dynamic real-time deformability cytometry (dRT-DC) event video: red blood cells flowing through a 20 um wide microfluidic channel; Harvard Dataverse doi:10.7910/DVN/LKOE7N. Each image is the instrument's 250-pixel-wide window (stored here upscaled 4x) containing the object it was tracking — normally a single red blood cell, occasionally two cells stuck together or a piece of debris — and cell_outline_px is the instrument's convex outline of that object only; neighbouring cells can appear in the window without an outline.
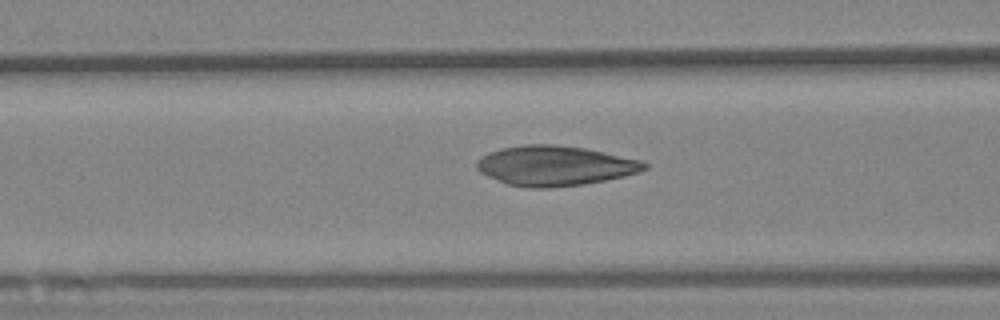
{"species": "Egyptian fruit bat (a non-hibernating species)", "species_latin": "Rousettus aegyptiacus", "temperature_condition": "warm", "stored_images_in_passage": 59, "camera_frame_rate_fps": 3000, "um_per_image_px": 0.085, "animal": {"sex": "female"}, "frame": {"image": 1, "passage_image": 23, "time_ms": 7.333, "image_size_px": [1000, 320], "cell_outline_px": [[648, 168], [624, 176], [584, 184], [548, 188], [528, 188], [508, 184], [488, 176], [480, 172], [476, 168], [476, 160], [480, 156], [488, 152], [500, 148], [524, 144], [552, 144], [584, 148], [640, 160], [648, 164]], "centroid_in_image_um": [47.11, 14.08], "position_along_channel_um": 119.5, "area_um2": 38.9}}
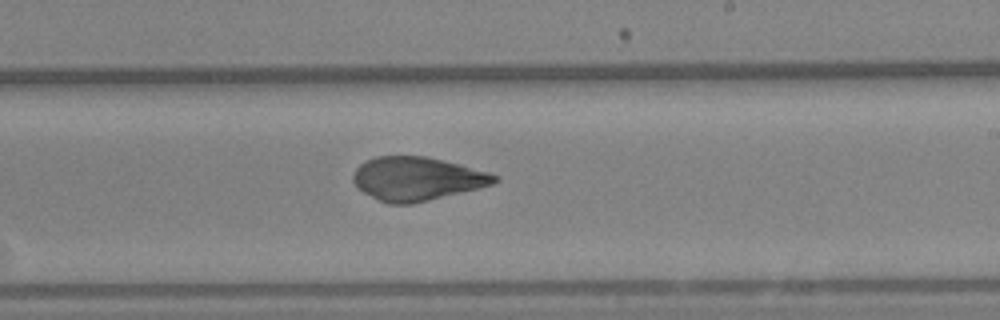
{"frame": {"image": 2, "passage_image": 35, "time_ms": 11.333, "image_size_px": [1000, 320], "cell_outline_px": [[500, 180], [492, 184], [480, 188], [412, 204], [388, 204], [356, 188], [352, 180], [352, 176], [356, 168], [360, 164], [376, 156], [428, 156], [460, 164], [488, 172], [500, 176]], "centroid_in_image_um": [35.45, 15.19], "position_along_channel_um": 253.6, "area_um2": 36.01}}
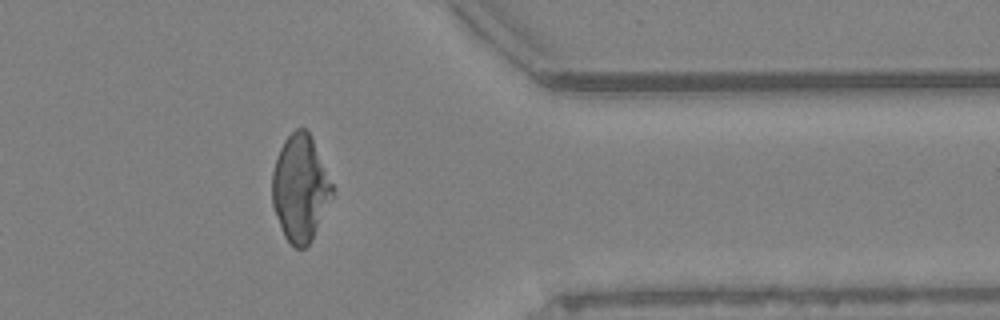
{"frame": {"image": 3, "passage_image": 48, "time_ms": 15.667, "image_size_px": [1000, 320], "cell_outline_px": [[336, 188], [308, 244], [304, 248], [296, 248], [284, 236], [276, 216], [272, 204], [272, 172], [280, 148], [284, 140], [296, 128], [304, 128], [308, 132]], "centroid_in_image_um": [25.51, 15.97], "position_along_channel_um": 385.9, "area_um2": 36.7}}